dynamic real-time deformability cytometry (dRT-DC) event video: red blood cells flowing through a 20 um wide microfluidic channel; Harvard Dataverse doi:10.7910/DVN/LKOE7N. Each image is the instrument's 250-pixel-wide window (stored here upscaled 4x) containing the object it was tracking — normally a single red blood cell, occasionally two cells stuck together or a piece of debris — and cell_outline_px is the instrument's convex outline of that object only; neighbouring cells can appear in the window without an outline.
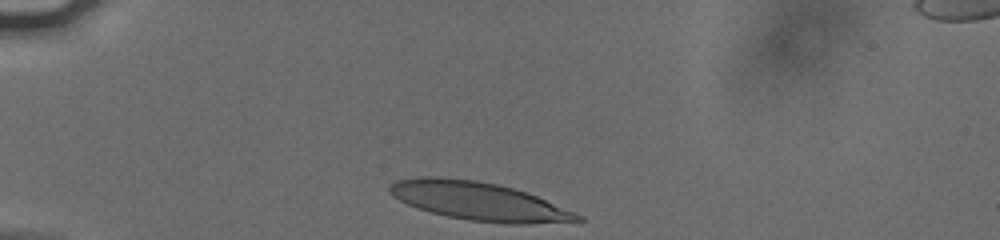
{"species": "human", "species_latin": "Homo sapiens", "temperature_condition": "cold", "stored_images_in_passage": 32, "camera_frame_rate_fps": 3000, "um_per_image_px": 0.085, "donor": {"sex": "male"}, "frame": {"image": 1, "passage_image": 1, "time_ms": 0.0, "image_size_px": [1000, 240], "cell_outline_px": [[584, 220], [528, 224], [504, 224], [468, 220], [448, 216], [432, 212], [408, 204], [392, 196], [388, 192], [388, 184], [396, 180], [420, 176], [436, 176], [476, 180], [496, 184], [512, 188], [536, 196], [576, 212], [584, 216]], "centroid_in_image_um": [40.67, 17.09], "position_along_channel_um": 44.3, "area_um2": 41.85}}
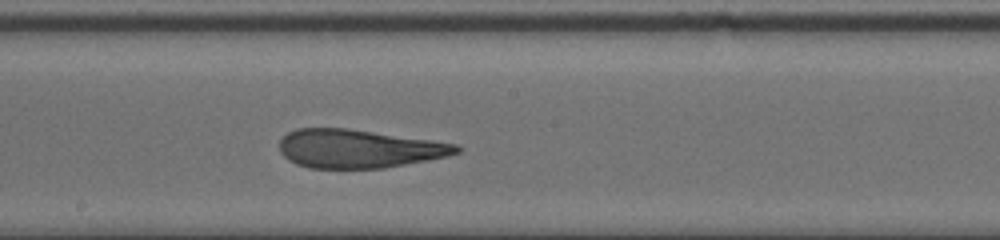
{"frame": {"image": 2, "passage_image": 18, "time_ms": 5.667, "image_size_px": [1000, 240], "cell_outline_px": [[460, 152], [448, 156], [428, 160], [384, 168], [308, 168], [296, 164], [288, 160], [280, 152], [280, 140], [288, 132], [296, 128], [348, 128], [456, 144], [460, 148]], "centroid_in_image_um": [30.45, 12.64], "position_along_channel_um": 217.8, "area_um2": 39.54}}
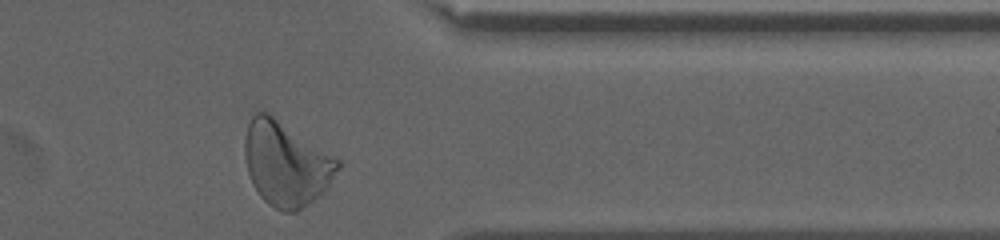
{"frame": {"image": 3, "passage_image": 32, "time_ms": 10.333, "image_size_px": [1000, 240], "cell_outline_px": [[340, 168], [324, 192], [296, 212], [284, 212], [268, 204], [260, 196], [252, 184], [248, 172], [244, 156], [244, 140], [248, 124], [252, 116], [256, 112], [268, 112], [340, 160]], "centroid_in_image_um": [24.3, 13.92], "position_along_channel_um": 387.1, "area_um2": 45.49}, "authors_computed_cell_mechanics": {"area_um2": 40.6623, "velocity_mm_per_s": 3.7852, "shape_relaxation_time_tau1_ms": 10.7308, "shape_relaxation_time_tau2_ms": 1.4994, "deformation_change_tau1": 0.3127, "deformation_change_tau2": 0.1026}}